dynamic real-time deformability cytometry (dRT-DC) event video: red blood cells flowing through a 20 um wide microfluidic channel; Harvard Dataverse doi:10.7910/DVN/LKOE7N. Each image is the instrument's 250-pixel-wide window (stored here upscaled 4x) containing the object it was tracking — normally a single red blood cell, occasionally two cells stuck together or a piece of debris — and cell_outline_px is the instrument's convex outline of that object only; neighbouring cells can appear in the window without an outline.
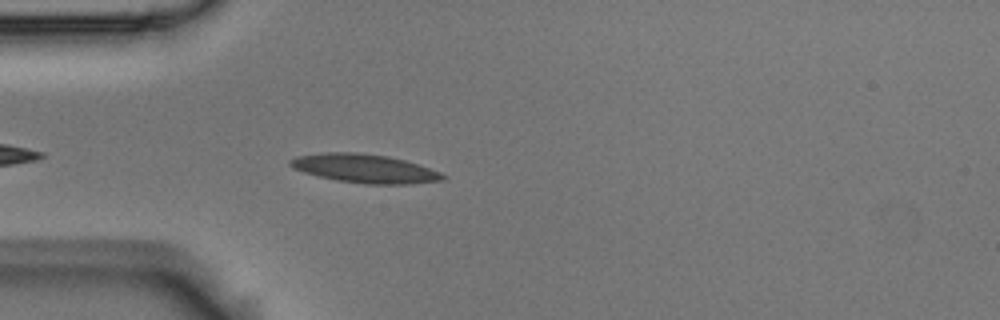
{"species": "Egyptian fruit bat (a non-hibernating species)", "species_latin": "Rousettus aegyptiacus", "temperature_condition": "room temperature", "stored_images_in_passage": 5, "camera_frame_rate_fps": 3000, "um_per_image_px": 0.085, "animal": {"sex": "male"}, "frame": {"image": 1, "passage_image": 5, "time_ms": 1.333, "image_size_px": [1000, 320], "cell_outline_px": [[448, 176], [444, 180], [408, 184], [364, 184], [336, 180], [304, 172], [292, 168], [288, 164], [288, 160], [296, 156], [324, 152], [360, 152], [388, 156], [404, 160], [440, 172]], "centroid_in_image_um": [30.97, 14.32], "position_along_channel_um": 54.0, "area_um2": 25.55}}